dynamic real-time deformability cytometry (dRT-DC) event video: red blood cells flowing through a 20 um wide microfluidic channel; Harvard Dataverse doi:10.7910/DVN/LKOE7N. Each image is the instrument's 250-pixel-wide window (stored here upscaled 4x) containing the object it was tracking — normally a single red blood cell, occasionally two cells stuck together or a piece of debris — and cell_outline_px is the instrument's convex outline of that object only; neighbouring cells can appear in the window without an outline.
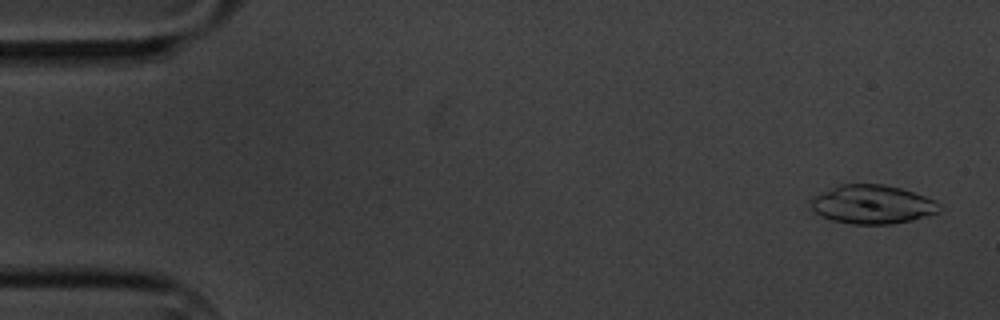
{"species": "common noctule bat (a hibernating species)", "species_latin": "Nyctalus noctula", "temperature_condition": "cold", "stored_images_in_passage": 5, "camera_frame_rate_fps": 3000, "um_per_image_px": 0.085, "animal": {"sex": "male", "body_mass_g": 20.1, "forearm_length_mm": 53.5}, "frame": {"image": 1, "passage_image": 1, "time_ms": 0.0, "image_size_px": [1000, 320], "cell_outline_px": [[940, 212], [912, 220], [892, 224], [852, 224], [832, 220], [820, 216], [812, 208], [812, 196], [840, 184], [884, 184], [900, 188], [924, 196], [932, 200], [940, 208]], "centroid_in_image_um": [74.12, 17.38], "position_along_channel_um": 10.9, "area_um2": 28.78}}